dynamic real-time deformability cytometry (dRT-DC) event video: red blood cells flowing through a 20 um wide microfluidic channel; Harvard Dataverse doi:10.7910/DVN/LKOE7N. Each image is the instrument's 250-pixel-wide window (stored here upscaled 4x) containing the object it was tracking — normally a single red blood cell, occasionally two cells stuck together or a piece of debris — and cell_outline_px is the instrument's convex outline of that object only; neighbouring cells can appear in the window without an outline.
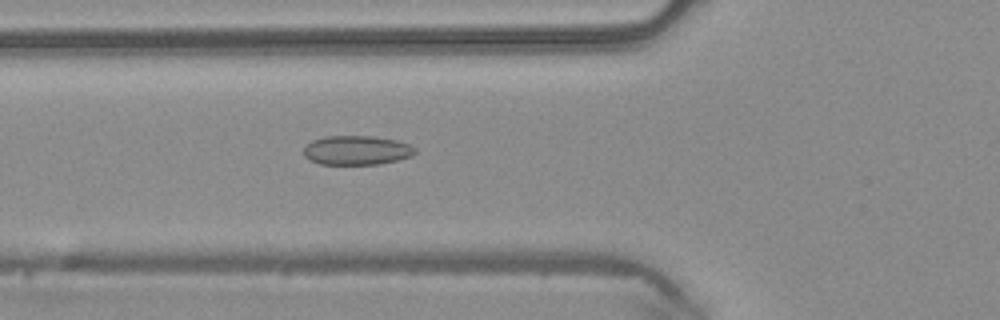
{"species": "common noctule bat (a hibernating species)", "species_latin": "Nyctalus noctula", "temperature_condition": "warm", "stored_images_in_passage": 49, "camera_frame_rate_fps": 3000, "um_per_image_px": 0.085, "animal": {"sex": "male", "body_mass_g": 20.4}, "frame": {"image": 1, "passage_image": 18, "time_ms": 5.667, "image_size_px": [1000, 320], "cell_outline_px": [[416, 152], [412, 156], [380, 164], [320, 164], [308, 160], [304, 156], [304, 148], [312, 140], [324, 136], [372, 136], [396, 140], [408, 144], [416, 148]], "centroid_in_image_um": [30.3, 12.77], "position_along_channel_um": 95.5, "area_um2": 19.02}}
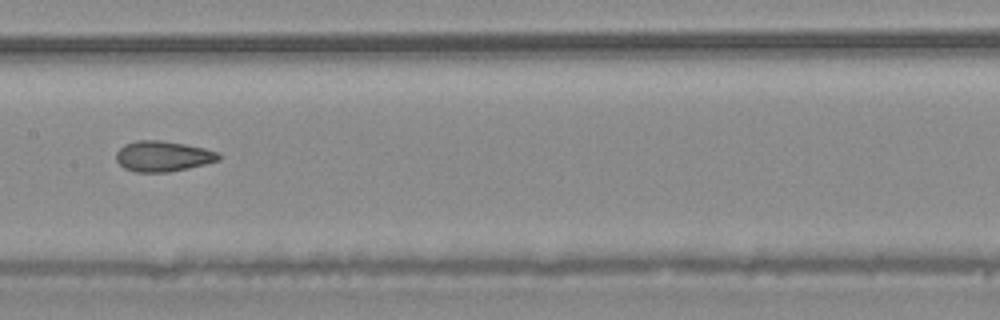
{"frame": {"image": 2, "passage_image": 25, "time_ms": 8.0, "image_size_px": [1000, 320], "cell_outline_px": [[220, 160], [188, 168], [168, 172], [136, 172], [124, 168], [116, 160], [116, 152], [124, 144], [136, 140], [160, 140], [184, 144], [204, 148], [220, 152]], "centroid_in_image_um": [13.84, 13.27], "position_along_channel_um": 193.6, "area_um2": 18.26}}
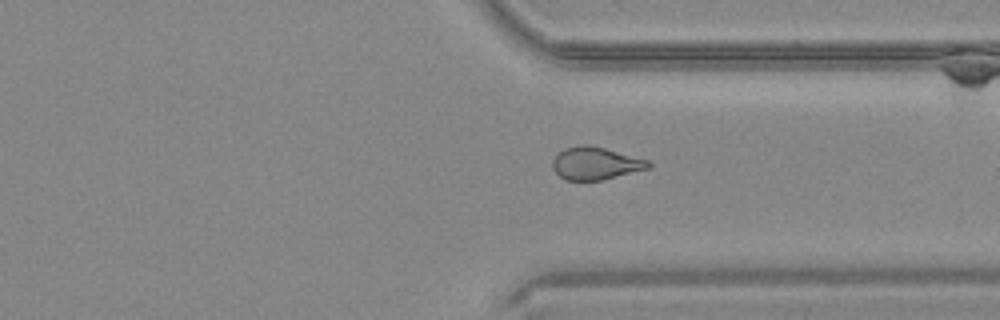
{"frame": {"image": 3, "passage_image": 37, "time_ms": 12.0, "image_size_px": [1000, 320], "cell_outline_px": [[652, 164], [648, 168], [604, 180], [564, 180], [552, 168], [552, 160], [564, 148], [580, 144], [588, 144], [604, 148], [648, 160]], "centroid_in_image_um": [50.59, 13.88], "position_along_channel_um": 360.8, "area_um2": 18.15}, "authors_computed_cell_mechanics": {"area_um2": 19.1896, "velocity_mm_per_s": 4.1741, "shape_relaxation_time_tau1_ms": null, "shape_relaxation_time_tau2_ms": 2.0099, "deformation_change_tau1": null, "deformation_change_tau2": 0.0717}}